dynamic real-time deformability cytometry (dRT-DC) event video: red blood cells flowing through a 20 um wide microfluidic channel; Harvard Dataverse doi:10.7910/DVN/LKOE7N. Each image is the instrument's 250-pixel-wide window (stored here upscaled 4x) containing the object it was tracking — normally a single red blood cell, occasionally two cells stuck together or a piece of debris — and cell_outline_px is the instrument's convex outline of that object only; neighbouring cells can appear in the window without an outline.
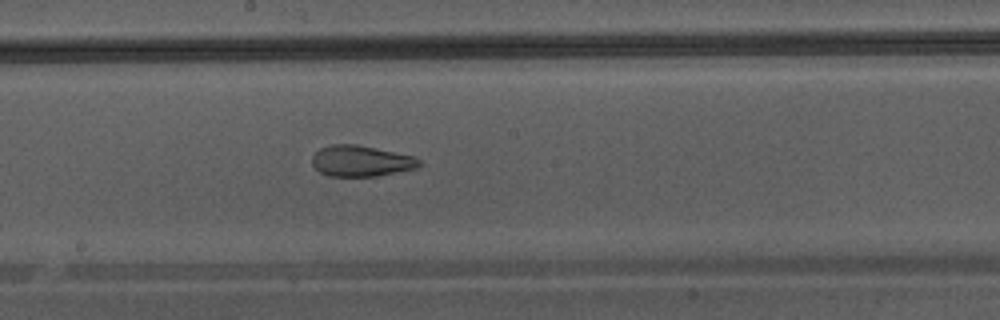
{"species": "Egyptian fruit bat (a non-hibernating species)", "species_latin": "Rousettus aegyptiacus", "temperature_condition": "warm", "stored_images_in_passage": 47, "camera_frame_rate_fps": 3000, "um_per_image_px": 0.085, "animal": {"sex": "male"}, "frame": {"image": 1, "passage_image": 27, "time_ms": 8.667, "image_size_px": [1000, 320], "cell_outline_px": [[420, 164], [416, 168], [376, 176], [328, 176], [320, 172], [312, 164], [312, 156], [320, 148], [332, 144], [356, 144], [412, 156], [420, 160]], "centroid_in_image_um": [30.64, 13.68], "position_along_channel_um": 217.6, "area_um2": 19.07}}